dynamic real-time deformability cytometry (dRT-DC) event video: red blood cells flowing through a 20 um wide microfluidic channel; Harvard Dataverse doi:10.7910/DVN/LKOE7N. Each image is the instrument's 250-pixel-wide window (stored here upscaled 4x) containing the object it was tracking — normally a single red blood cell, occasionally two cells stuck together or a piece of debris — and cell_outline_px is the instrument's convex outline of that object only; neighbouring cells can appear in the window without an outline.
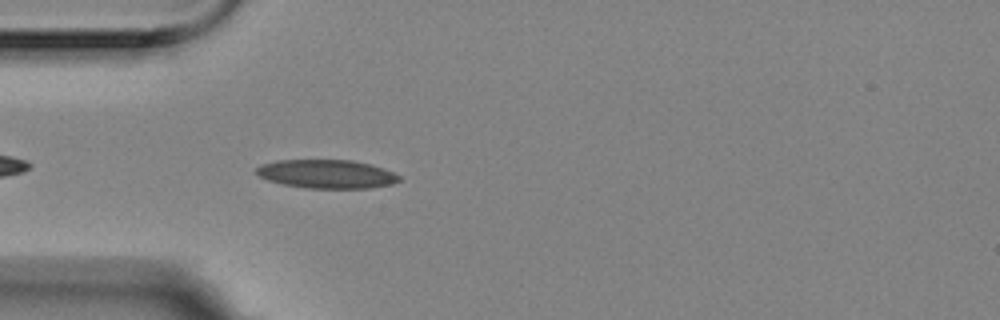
{"species": "Egyptian fruit bat (a non-hibernating species)", "species_latin": "Rousettus aegyptiacus", "temperature_condition": "room temperature", "stored_images_in_passage": 40, "camera_frame_rate_fps": 3000, "um_per_image_px": 0.085, "animal": {"sex": "female"}, "frame": {"image": 1, "passage_image": 4, "time_ms": 1.0, "image_size_px": [1000, 320], "cell_outline_px": [[400, 180], [392, 184], [372, 188], [304, 188], [284, 184], [268, 180], [260, 176], [256, 172], [256, 168], [260, 164], [276, 160], [352, 160], [384, 168], [400, 176]], "centroid_in_image_um": [27.76, 14.79], "position_along_channel_um": 57.2, "area_um2": 23.81}}
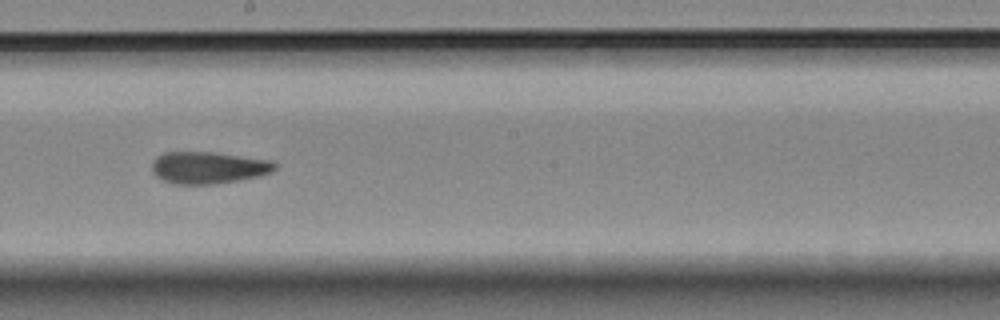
{"frame": {"image": 2, "passage_image": 19, "time_ms": 6.0, "image_size_px": [1000, 320], "cell_outline_px": [[276, 168], [272, 172], [260, 176], [240, 180], [216, 184], [176, 184], [160, 180], [152, 172], [152, 160], [156, 156], [164, 152], [216, 152], [272, 160], [276, 164]], "centroid_in_image_um": [17.7, 14.25], "position_along_channel_um": 230.5, "area_um2": 23.29}}
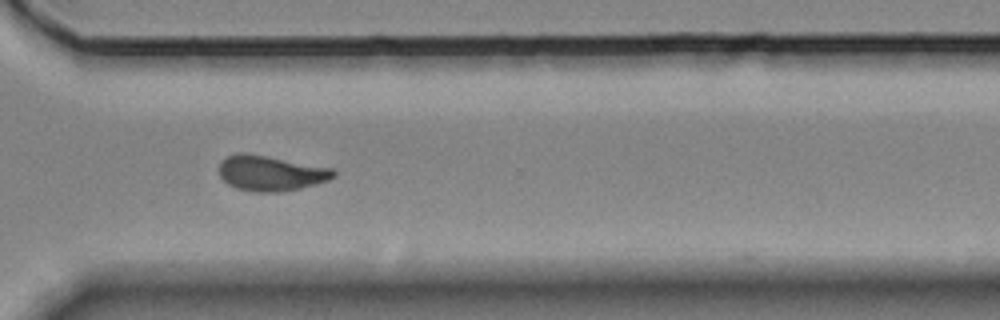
{"frame": {"image": 3, "passage_image": 29, "time_ms": 9.333, "image_size_px": [1000, 320], "cell_outline_px": [[336, 176], [328, 180], [316, 184], [300, 188], [280, 192], [256, 192], [236, 188], [228, 184], [220, 176], [220, 160], [228, 156], [240, 152], [244, 152], [332, 168], [336, 172]], "centroid_in_image_um": [23.01, 14.72], "position_along_channel_um": 347.6, "area_um2": 23.41}, "authors_computed_cell_mechanics": {"area_um2": 23.0044, "velocity_mm_per_s": 3.5154, "shape_relaxation_time_tau1_ms": null, "shape_relaxation_time_tau2_ms": 5.4528, "deformation_change_tau1": null, "deformation_change_tau2": 0.1154}}